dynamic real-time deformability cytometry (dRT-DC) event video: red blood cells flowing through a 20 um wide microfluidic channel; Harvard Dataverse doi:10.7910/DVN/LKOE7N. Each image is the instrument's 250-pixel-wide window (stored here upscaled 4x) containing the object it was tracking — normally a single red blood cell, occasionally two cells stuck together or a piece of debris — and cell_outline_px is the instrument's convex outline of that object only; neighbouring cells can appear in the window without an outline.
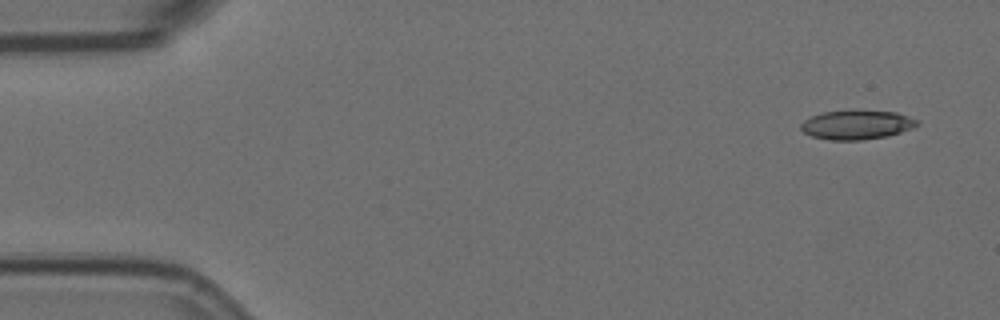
{"species": "Egyptian fruit bat (a non-hibernating species)", "species_latin": "Rousettus aegyptiacus", "temperature_condition": "room temperature", "stored_images_in_passage": 4, "camera_frame_rate_fps": 3000, "um_per_image_px": 0.085, "animal": {"sex": "female"}, "frame": {"image": 1, "passage_image": 1, "time_ms": 0.0, "image_size_px": [1000, 320], "cell_outline_px": [[920, 124], [912, 128], [888, 136], [864, 140], [828, 140], [812, 136], [804, 132], [800, 128], [800, 124], [804, 120], [812, 116], [824, 112], [856, 108], [896, 112], [920, 120]], "centroid_in_image_um": [72.85, 10.58], "position_along_channel_um": 12.2, "area_um2": 20.4}}
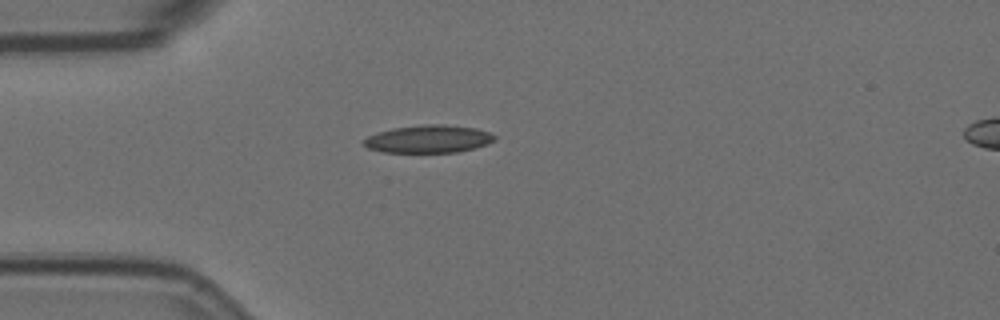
{"frame": {"image": 2, "passage_image": 4, "time_ms": 1.0, "image_size_px": [1000, 320], "cell_outline_px": [[496, 140], [488, 144], [476, 148], [456, 152], [384, 152], [368, 148], [364, 144], [364, 140], [368, 136], [392, 128], [424, 124], [444, 124], [476, 128], [488, 132], [496, 136]], "centroid_in_image_um": [36.47, 11.81], "position_along_channel_um": 48.5, "area_um2": 21.1}}